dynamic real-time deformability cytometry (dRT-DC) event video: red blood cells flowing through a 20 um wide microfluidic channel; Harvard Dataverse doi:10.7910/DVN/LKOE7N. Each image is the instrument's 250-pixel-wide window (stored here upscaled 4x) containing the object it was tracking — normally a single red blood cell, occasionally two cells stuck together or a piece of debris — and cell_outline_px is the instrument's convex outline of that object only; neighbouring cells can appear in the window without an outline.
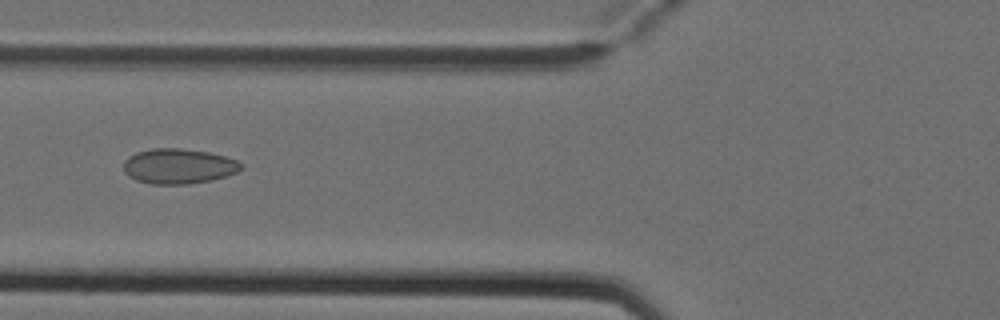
{"species": "Egyptian fruit bat (a non-hibernating species)", "species_latin": "Rousettus aegyptiacus", "temperature_condition": "cold", "stored_images_in_passage": 3, "camera_frame_rate_fps": 3000, "um_per_image_px": 0.085, "animal": {"sex": "female"}, "frame": {"image": 1, "passage_image": 2, "time_ms": 0.333, "image_size_px": [1000, 320], "cell_outline_px": [[244, 168], [228, 176], [212, 180], [188, 184], [152, 184], [136, 180], [128, 176], [124, 172], [124, 160], [128, 156], [136, 152], [152, 148], [180, 148], [208, 152], [224, 156], [236, 160], [244, 164]], "centroid_in_image_um": [15.18, 14.13], "position_along_channel_um": 110.6, "area_um2": 24.28}}
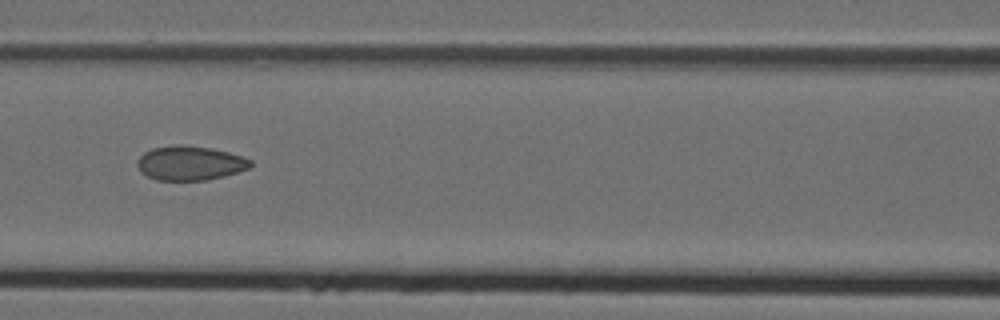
{"frame": {"image": 2, "passage_image": 3, "time_ms": 0.667, "image_size_px": [1000, 320], "cell_outline_px": [[252, 164], [248, 168], [224, 176], [208, 180], [156, 180], [140, 172], [136, 164], [136, 160], [144, 152], [152, 148], [180, 144], [208, 148], [228, 152], [252, 160]], "centroid_in_image_um": [16.1, 13.87], "position_along_channel_um": 150.5, "area_um2": 22.54}}